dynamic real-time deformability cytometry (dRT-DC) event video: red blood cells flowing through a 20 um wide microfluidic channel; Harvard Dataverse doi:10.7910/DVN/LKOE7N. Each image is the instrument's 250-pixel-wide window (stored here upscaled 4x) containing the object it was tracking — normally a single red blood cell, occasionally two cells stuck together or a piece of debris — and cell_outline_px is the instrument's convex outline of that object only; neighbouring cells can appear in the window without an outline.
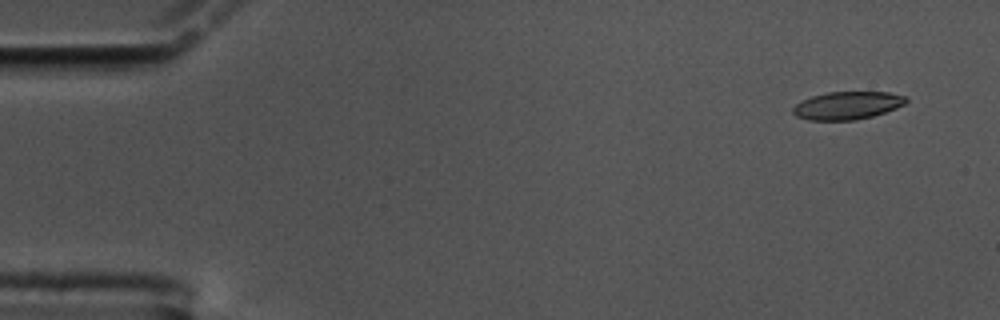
{"species": "common noctule bat (a hibernating species)", "species_latin": "Nyctalus noctula", "temperature_condition": "cold", "stored_images_in_passage": 55, "camera_frame_rate_fps": 3000, "um_per_image_px": 0.085, "animal": {"sex": "male", "body_mass_g": 17.5, "forearm_length_mm": 52.3}, "frame": {"image": 1, "passage_image": 1, "time_ms": 0.0, "image_size_px": [1000, 320], "cell_outline_px": [[908, 100], [904, 104], [896, 108], [872, 116], [856, 120], [808, 120], [796, 116], [792, 112], [792, 108], [796, 104], [812, 96], [828, 92], [888, 92], [904, 96]], "centroid_in_image_um": [72.01, 8.97], "position_along_channel_um": 13.0, "area_um2": 18.21}}
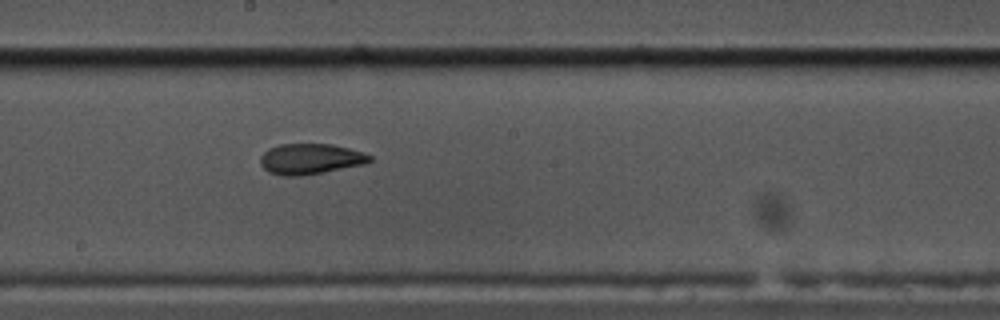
{"frame": {"image": 2, "passage_image": 29, "time_ms": 9.333, "image_size_px": [1000, 320], "cell_outline_px": [[372, 160], [364, 164], [324, 172], [300, 176], [284, 176], [268, 172], [260, 164], [260, 156], [268, 148], [280, 144], [332, 144], [364, 152], [372, 156]], "centroid_in_image_um": [26.37, 13.51], "position_along_channel_um": 221.8, "area_um2": 19.59}}
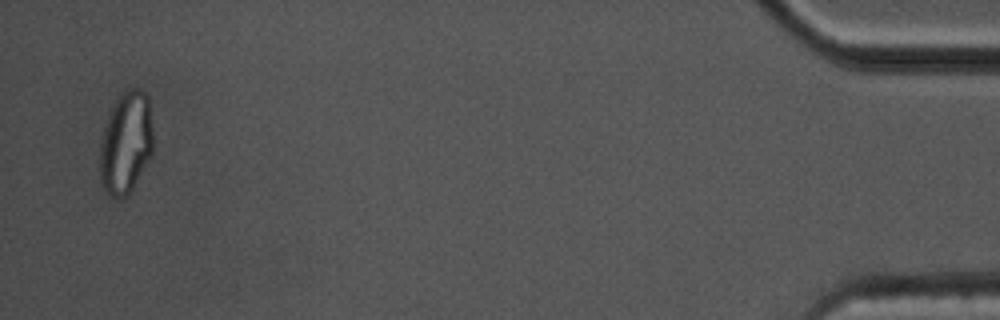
{"frame": {"image": 3, "passage_image": 54, "time_ms": 17.667, "image_size_px": [1000, 320], "cell_outline_px": [[152, 152], [128, 196], [108, 196], [100, 180], [100, 144], [104, 128], [108, 116], [116, 100], [128, 88], [140, 88], [148, 96], [152, 128]], "centroid_in_image_um": [10.69, 12.13], "position_along_channel_um": 424.5, "area_um2": 31.33}, "authors_computed_cell_mechanics": {"area_um2": 19.9988, "velocity_mm_per_s": 3.4539, "shape_relaxation_time_tau1_ms": null, "shape_relaxation_time_tau2_ms": 2.1184, "deformation_change_tau1": null, "deformation_change_tau2": 0.0847}}